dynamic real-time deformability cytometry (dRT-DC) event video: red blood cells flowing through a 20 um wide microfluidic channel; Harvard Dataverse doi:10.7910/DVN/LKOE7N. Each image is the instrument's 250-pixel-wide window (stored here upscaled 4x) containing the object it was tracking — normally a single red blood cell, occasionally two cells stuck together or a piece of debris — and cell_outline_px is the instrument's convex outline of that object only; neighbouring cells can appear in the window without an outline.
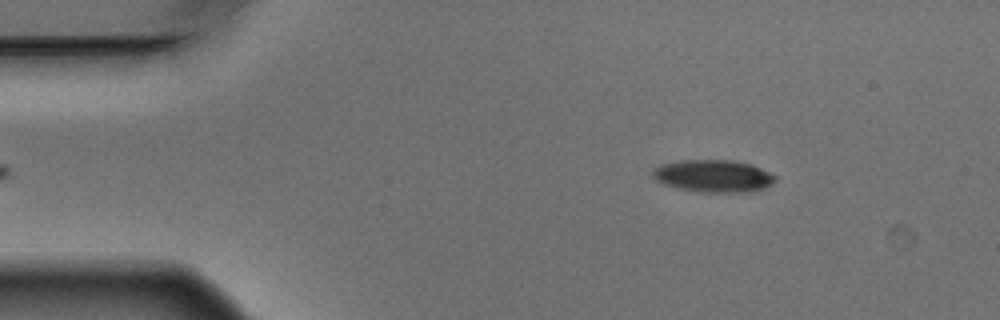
{"species": "Egyptian fruit bat (a non-hibernating species)", "species_latin": "Rousettus aegyptiacus", "temperature_condition": "warm", "stored_images_in_passage": 4, "camera_frame_rate_fps": 3000, "um_per_image_px": 0.085, "animal": {"sex": "male"}, "frame": {"image": 1, "passage_image": 2, "time_ms": 0.333, "image_size_px": [1000, 320], "cell_outline_px": [[776, 180], [772, 184], [764, 188], [752, 192], [700, 192], [680, 188], [664, 184], [656, 180], [652, 176], [652, 172], [660, 164], [680, 160], [736, 160], [752, 164], [776, 176]], "centroid_in_image_um": [60.66, 14.95], "position_along_channel_um": 24.3, "area_um2": 23.18}}